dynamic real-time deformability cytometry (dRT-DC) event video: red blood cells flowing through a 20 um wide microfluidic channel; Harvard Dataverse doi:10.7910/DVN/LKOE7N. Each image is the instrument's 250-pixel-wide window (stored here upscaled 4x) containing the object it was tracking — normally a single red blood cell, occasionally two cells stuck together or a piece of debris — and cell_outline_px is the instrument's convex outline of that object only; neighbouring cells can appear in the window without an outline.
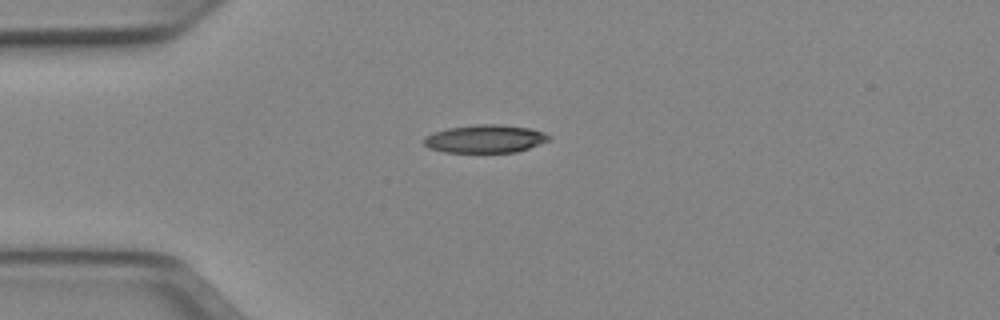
{"species": "Egyptian fruit bat (a non-hibernating species)", "species_latin": "Rousettus aegyptiacus", "temperature_condition": "cold", "stored_images_in_passage": 39, "camera_frame_rate_fps": 3000, "um_per_image_px": 0.085, "animal": {"sex": "female"}, "frame": {"image": 1, "passage_image": 1, "time_ms": 0.0, "image_size_px": [1000, 320], "cell_outline_px": [[548, 140], [528, 148], [516, 152], [444, 152], [428, 148], [424, 144], [424, 136], [432, 132], [448, 128], [480, 124], [496, 124], [528, 128], [544, 132], [548, 136]], "centroid_in_image_um": [41.17, 11.8], "position_along_channel_um": 43.8, "area_um2": 20.17}}
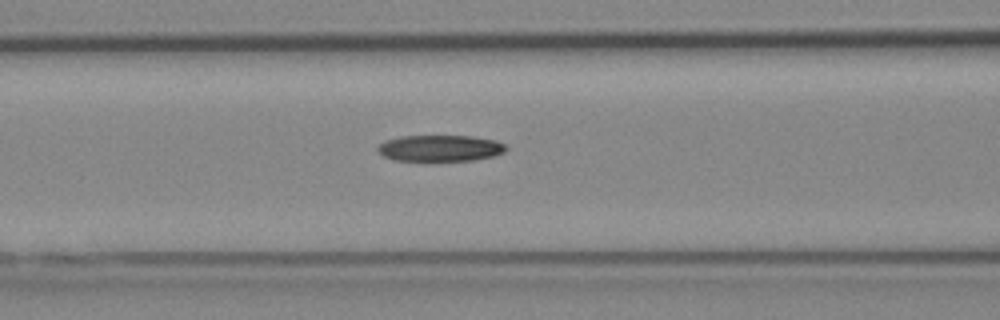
{"frame": {"image": 2, "passage_image": 9, "time_ms": 2.667, "image_size_px": [1000, 320], "cell_outline_px": [[508, 148], [504, 152], [496, 156], [472, 160], [392, 160], [376, 152], [376, 148], [384, 140], [400, 136], [472, 136], [496, 140], [504, 144]], "centroid_in_image_um": [37.4, 12.59], "position_along_channel_um": 129.2, "area_um2": 19.77}}
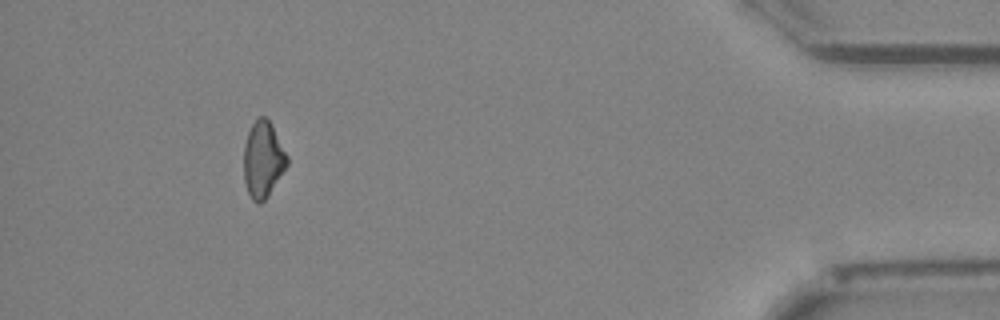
{"frame": {"image": 3, "passage_image": 35, "time_ms": 11.333, "image_size_px": [1000, 320], "cell_outline_px": [[288, 164], [268, 196], [260, 204], [256, 204], [252, 200], [248, 192], [244, 180], [244, 144], [248, 132], [252, 124], [260, 116], [264, 116], [272, 124], [288, 156]], "centroid_in_image_um": [22.36, 13.57], "position_along_channel_um": 412.8, "area_um2": 19.25}, "authors_computed_cell_mechanics": {"area_um2": 20.1144, "velocity_mm_per_s": 3.9844, "shape_relaxation_time_tau1_ms": null, "shape_relaxation_time_tau2_ms": 9.5299, "deformation_change_tau1": null, "deformation_change_tau2": 0.2107}}